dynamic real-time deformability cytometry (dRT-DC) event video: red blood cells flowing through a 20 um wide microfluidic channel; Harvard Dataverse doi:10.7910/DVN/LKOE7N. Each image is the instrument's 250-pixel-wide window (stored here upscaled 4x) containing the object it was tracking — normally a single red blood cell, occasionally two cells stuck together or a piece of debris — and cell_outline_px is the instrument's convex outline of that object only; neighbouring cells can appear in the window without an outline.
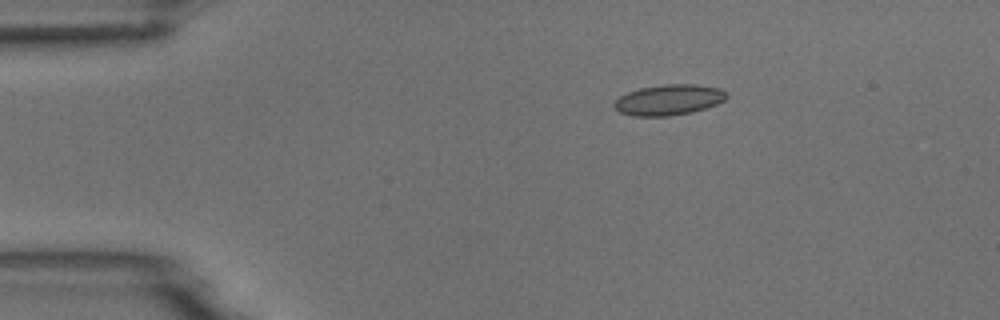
{"species": "common noctule bat (a hibernating species)", "species_latin": "Nyctalus noctula", "temperature_condition": "room temperature", "stored_images_in_passage": 4, "camera_frame_rate_fps": 3000, "um_per_image_px": 0.085, "animal": {"sex": "male", "body_mass_g": 18.8}, "frame": {"image": 1, "passage_image": 3, "time_ms": 2.0, "image_size_px": [1000, 320], "cell_outline_px": [[728, 96], [724, 100], [716, 104], [692, 112], [668, 116], [632, 116], [620, 112], [612, 104], [620, 96], [628, 92], [640, 88], [664, 84], [696, 84], [720, 88], [728, 92]], "centroid_in_image_um": [56.86, 8.48], "position_along_channel_um": 28.1, "area_um2": 20.06}}